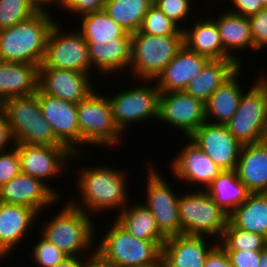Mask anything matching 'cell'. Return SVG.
Segmentation results:
<instances>
[{
	"label": "cell",
	"instance_id": "1",
	"mask_svg": "<svg viewBox=\"0 0 267 267\" xmlns=\"http://www.w3.org/2000/svg\"><path fill=\"white\" fill-rule=\"evenodd\" d=\"M84 168V169H83ZM77 180L80 200H69V203L85 213H103L104 211H121L129 202L128 178L125 171L110 166H84ZM127 179V180H126ZM80 202V203H79ZM88 211V212H87ZM102 211V212H101Z\"/></svg>",
	"mask_w": 267,
	"mask_h": 267
},
{
	"label": "cell",
	"instance_id": "2",
	"mask_svg": "<svg viewBox=\"0 0 267 267\" xmlns=\"http://www.w3.org/2000/svg\"><path fill=\"white\" fill-rule=\"evenodd\" d=\"M52 15L38 11L27 20L0 30V61L40 66L45 57L49 32L57 21Z\"/></svg>",
	"mask_w": 267,
	"mask_h": 267
},
{
	"label": "cell",
	"instance_id": "3",
	"mask_svg": "<svg viewBox=\"0 0 267 267\" xmlns=\"http://www.w3.org/2000/svg\"><path fill=\"white\" fill-rule=\"evenodd\" d=\"M59 211L44 222L40 234L68 256L84 257L93 253L96 250L97 231L91 214L72 206L68 201Z\"/></svg>",
	"mask_w": 267,
	"mask_h": 267
},
{
	"label": "cell",
	"instance_id": "4",
	"mask_svg": "<svg viewBox=\"0 0 267 267\" xmlns=\"http://www.w3.org/2000/svg\"><path fill=\"white\" fill-rule=\"evenodd\" d=\"M0 112L10 124L16 144L62 145L42 115L37 93L6 99Z\"/></svg>",
	"mask_w": 267,
	"mask_h": 267
},
{
	"label": "cell",
	"instance_id": "5",
	"mask_svg": "<svg viewBox=\"0 0 267 267\" xmlns=\"http://www.w3.org/2000/svg\"><path fill=\"white\" fill-rule=\"evenodd\" d=\"M96 244V251L113 267H143L162 258V248L151 240L130 235L116 220Z\"/></svg>",
	"mask_w": 267,
	"mask_h": 267
},
{
	"label": "cell",
	"instance_id": "6",
	"mask_svg": "<svg viewBox=\"0 0 267 267\" xmlns=\"http://www.w3.org/2000/svg\"><path fill=\"white\" fill-rule=\"evenodd\" d=\"M182 46L183 36H152L136 31L131 34L128 72L137 84L138 80H155Z\"/></svg>",
	"mask_w": 267,
	"mask_h": 267
},
{
	"label": "cell",
	"instance_id": "7",
	"mask_svg": "<svg viewBox=\"0 0 267 267\" xmlns=\"http://www.w3.org/2000/svg\"><path fill=\"white\" fill-rule=\"evenodd\" d=\"M260 75L243 92L236 113L226 124L242 145L267 139V76Z\"/></svg>",
	"mask_w": 267,
	"mask_h": 267
},
{
	"label": "cell",
	"instance_id": "8",
	"mask_svg": "<svg viewBox=\"0 0 267 267\" xmlns=\"http://www.w3.org/2000/svg\"><path fill=\"white\" fill-rule=\"evenodd\" d=\"M183 195L179 196L178 204L181 234L213 237L214 241H219L229 215L205 190H191Z\"/></svg>",
	"mask_w": 267,
	"mask_h": 267
},
{
	"label": "cell",
	"instance_id": "9",
	"mask_svg": "<svg viewBox=\"0 0 267 267\" xmlns=\"http://www.w3.org/2000/svg\"><path fill=\"white\" fill-rule=\"evenodd\" d=\"M100 94V95H99ZM93 91L77 104L80 146L92 145L113 148L119 144L122 133L113 120L108 95Z\"/></svg>",
	"mask_w": 267,
	"mask_h": 267
},
{
	"label": "cell",
	"instance_id": "10",
	"mask_svg": "<svg viewBox=\"0 0 267 267\" xmlns=\"http://www.w3.org/2000/svg\"><path fill=\"white\" fill-rule=\"evenodd\" d=\"M139 81L144 82V85L138 84L139 86L129 87L115 95L112 94L111 97L108 95L112 106L113 120L122 134L133 123H144L153 118L158 120L160 91L157 84L153 80Z\"/></svg>",
	"mask_w": 267,
	"mask_h": 267
},
{
	"label": "cell",
	"instance_id": "11",
	"mask_svg": "<svg viewBox=\"0 0 267 267\" xmlns=\"http://www.w3.org/2000/svg\"><path fill=\"white\" fill-rule=\"evenodd\" d=\"M58 20L51 28L43 63L39 67L74 70L82 73L93 71L88 44L78 30H62ZM66 31V32H65Z\"/></svg>",
	"mask_w": 267,
	"mask_h": 267
},
{
	"label": "cell",
	"instance_id": "12",
	"mask_svg": "<svg viewBox=\"0 0 267 267\" xmlns=\"http://www.w3.org/2000/svg\"><path fill=\"white\" fill-rule=\"evenodd\" d=\"M20 156L21 173L35 177L45 183L59 198L62 196L57 189L47 182L49 179L60 178V173L70 168L72 158H81L83 153L72 154L63 145H29L16 144ZM47 180V181H46ZM48 183V184H47ZM56 190V191H54Z\"/></svg>",
	"mask_w": 267,
	"mask_h": 267
},
{
	"label": "cell",
	"instance_id": "13",
	"mask_svg": "<svg viewBox=\"0 0 267 267\" xmlns=\"http://www.w3.org/2000/svg\"><path fill=\"white\" fill-rule=\"evenodd\" d=\"M151 165L148 169L146 203L144 205L150 210L155 218L159 231L166 237L181 234V223L179 219L178 204L179 196L175 190L167 184L164 175ZM174 190V191H173Z\"/></svg>",
	"mask_w": 267,
	"mask_h": 267
},
{
	"label": "cell",
	"instance_id": "14",
	"mask_svg": "<svg viewBox=\"0 0 267 267\" xmlns=\"http://www.w3.org/2000/svg\"><path fill=\"white\" fill-rule=\"evenodd\" d=\"M157 121L174 126L189 137L206 122L205 103L185 91L160 93Z\"/></svg>",
	"mask_w": 267,
	"mask_h": 267
},
{
	"label": "cell",
	"instance_id": "15",
	"mask_svg": "<svg viewBox=\"0 0 267 267\" xmlns=\"http://www.w3.org/2000/svg\"><path fill=\"white\" fill-rule=\"evenodd\" d=\"M37 94L42 115L51 125L56 139L72 154L84 153L80 147L77 104L51 97L40 89Z\"/></svg>",
	"mask_w": 267,
	"mask_h": 267
},
{
	"label": "cell",
	"instance_id": "16",
	"mask_svg": "<svg viewBox=\"0 0 267 267\" xmlns=\"http://www.w3.org/2000/svg\"><path fill=\"white\" fill-rule=\"evenodd\" d=\"M189 138L222 170L236 169L243 145L226 125L206 121Z\"/></svg>",
	"mask_w": 267,
	"mask_h": 267
},
{
	"label": "cell",
	"instance_id": "17",
	"mask_svg": "<svg viewBox=\"0 0 267 267\" xmlns=\"http://www.w3.org/2000/svg\"><path fill=\"white\" fill-rule=\"evenodd\" d=\"M186 139L189 142L180 148L169 167L178 180L186 182L188 186L193 184L196 188L200 187L198 190H205L223 170L189 137Z\"/></svg>",
	"mask_w": 267,
	"mask_h": 267
},
{
	"label": "cell",
	"instance_id": "18",
	"mask_svg": "<svg viewBox=\"0 0 267 267\" xmlns=\"http://www.w3.org/2000/svg\"><path fill=\"white\" fill-rule=\"evenodd\" d=\"M91 77L74 70L39 67V89L51 97L78 104L96 90Z\"/></svg>",
	"mask_w": 267,
	"mask_h": 267
},
{
	"label": "cell",
	"instance_id": "19",
	"mask_svg": "<svg viewBox=\"0 0 267 267\" xmlns=\"http://www.w3.org/2000/svg\"><path fill=\"white\" fill-rule=\"evenodd\" d=\"M59 200L61 199L45 183L24 173L0 187V202L23 205L34 209L38 214Z\"/></svg>",
	"mask_w": 267,
	"mask_h": 267
},
{
	"label": "cell",
	"instance_id": "20",
	"mask_svg": "<svg viewBox=\"0 0 267 267\" xmlns=\"http://www.w3.org/2000/svg\"><path fill=\"white\" fill-rule=\"evenodd\" d=\"M207 239L185 234L168 237L162 247L163 267H203L208 253L218 243L210 244Z\"/></svg>",
	"mask_w": 267,
	"mask_h": 267
},
{
	"label": "cell",
	"instance_id": "21",
	"mask_svg": "<svg viewBox=\"0 0 267 267\" xmlns=\"http://www.w3.org/2000/svg\"><path fill=\"white\" fill-rule=\"evenodd\" d=\"M38 213L29 207L0 202V261L16 250L38 220Z\"/></svg>",
	"mask_w": 267,
	"mask_h": 267
},
{
	"label": "cell",
	"instance_id": "22",
	"mask_svg": "<svg viewBox=\"0 0 267 267\" xmlns=\"http://www.w3.org/2000/svg\"><path fill=\"white\" fill-rule=\"evenodd\" d=\"M210 59L200 55L184 44L171 62L154 80L160 93L184 91Z\"/></svg>",
	"mask_w": 267,
	"mask_h": 267
},
{
	"label": "cell",
	"instance_id": "23",
	"mask_svg": "<svg viewBox=\"0 0 267 267\" xmlns=\"http://www.w3.org/2000/svg\"><path fill=\"white\" fill-rule=\"evenodd\" d=\"M235 170L252 193H267V139L243 145Z\"/></svg>",
	"mask_w": 267,
	"mask_h": 267
},
{
	"label": "cell",
	"instance_id": "24",
	"mask_svg": "<svg viewBox=\"0 0 267 267\" xmlns=\"http://www.w3.org/2000/svg\"><path fill=\"white\" fill-rule=\"evenodd\" d=\"M39 89V65L0 61V104L16 96H28Z\"/></svg>",
	"mask_w": 267,
	"mask_h": 267
},
{
	"label": "cell",
	"instance_id": "25",
	"mask_svg": "<svg viewBox=\"0 0 267 267\" xmlns=\"http://www.w3.org/2000/svg\"><path fill=\"white\" fill-rule=\"evenodd\" d=\"M131 37H120L114 41L87 42L89 59L93 68L100 74L124 72L130 67Z\"/></svg>",
	"mask_w": 267,
	"mask_h": 267
},
{
	"label": "cell",
	"instance_id": "26",
	"mask_svg": "<svg viewBox=\"0 0 267 267\" xmlns=\"http://www.w3.org/2000/svg\"><path fill=\"white\" fill-rule=\"evenodd\" d=\"M213 19L217 25L223 49L240 66L242 62L240 57H237V51H244L246 48L258 51L253 44L248 17L233 14L227 10L224 14L218 15L217 19ZM234 50L236 53L232 52Z\"/></svg>",
	"mask_w": 267,
	"mask_h": 267
},
{
	"label": "cell",
	"instance_id": "27",
	"mask_svg": "<svg viewBox=\"0 0 267 267\" xmlns=\"http://www.w3.org/2000/svg\"><path fill=\"white\" fill-rule=\"evenodd\" d=\"M196 20L199 21H196L191 29L183 26V44L210 60H233L223 49L220 34L213 19L203 17Z\"/></svg>",
	"mask_w": 267,
	"mask_h": 267
},
{
	"label": "cell",
	"instance_id": "28",
	"mask_svg": "<svg viewBox=\"0 0 267 267\" xmlns=\"http://www.w3.org/2000/svg\"><path fill=\"white\" fill-rule=\"evenodd\" d=\"M241 66L228 80H226L205 103L206 121L213 124L226 125L236 113L244 89L238 83ZM243 89V91H242ZM214 118L215 120L212 121Z\"/></svg>",
	"mask_w": 267,
	"mask_h": 267
},
{
	"label": "cell",
	"instance_id": "29",
	"mask_svg": "<svg viewBox=\"0 0 267 267\" xmlns=\"http://www.w3.org/2000/svg\"><path fill=\"white\" fill-rule=\"evenodd\" d=\"M240 67L234 60H209L184 91L206 103Z\"/></svg>",
	"mask_w": 267,
	"mask_h": 267
},
{
	"label": "cell",
	"instance_id": "30",
	"mask_svg": "<svg viewBox=\"0 0 267 267\" xmlns=\"http://www.w3.org/2000/svg\"><path fill=\"white\" fill-rule=\"evenodd\" d=\"M129 204L132 205L118 212L115 220L135 238L155 241L162 248L167 238L159 231L150 210L143 202Z\"/></svg>",
	"mask_w": 267,
	"mask_h": 267
},
{
	"label": "cell",
	"instance_id": "31",
	"mask_svg": "<svg viewBox=\"0 0 267 267\" xmlns=\"http://www.w3.org/2000/svg\"><path fill=\"white\" fill-rule=\"evenodd\" d=\"M215 203L228 215L251 195L238 178L236 170H223L205 189Z\"/></svg>",
	"mask_w": 267,
	"mask_h": 267
},
{
	"label": "cell",
	"instance_id": "32",
	"mask_svg": "<svg viewBox=\"0 0 267 267\" xmlns=\"http://www.w3.org/2000/svg\"><path fill=\"white\" fill-rule=\"evenodd\" d=\"M228 220L240 229L267 238V193H251L230 215Z\"/></svg>",
	"mask_w": 267,
	"mask_h": 267
},
{
	"label": "cell",
	"instance_id": "33",
	"mask_svg": "<svg viewBox=\"0 0 267 267\" xmlns=\"http://www.w3.org/2000/svg\"><path fill=\"white\" fill-rule=\"evenodd\" d=\"M153 5L150 0H106L104 11L128 33L139 31Z\"/></svg>",
	"mask_w": 267,
	"mask_h": 267
},
{
	"label": "cell",
	"instance_id": "34",
	"mask_svg": "<svg viewBox=\"0 0 267 267\" xmlns=\"http://www.w3.org/2000/svg\"><path fill=\"white\" fill-rule=\"evenodd\" d=\"M79 32L86 42L114 41L120 37H131L123 27L116 23L104 10L80 17Z\"/></svg>",
	"mask_w": 267,
	"mask_h": 267
},
{
	"label": "cell",
	"instance_id": "35",
	"mask_svg": "<svg viewBox=\"0 0 267 267\" xmlns=\"http://www.w3.org/2000/svg\"><path fill=\"white\" fill-rule=\"evenodd\" d=\"M218 243L225 250L262 251L267 246V238L260 234L235 227L228 220L223 236Z\"/></svg>",
	"mask_w": 267,
	"mask_h": 267
},
{
	"label": "cell",
	"instance_id": "36",
	"mask_svg": "<svg viewBox=\"0 0 267 267\" xmlns=\"http://www.w3.org/2000/svg\"><path fill=\"white\" fill-rule=\"evenodd\" d=\"M139 31L152 36H183L182 25L179 27L155 4L147 11Z\"/></svg>",
	"mask_w": 267,
	"mask_h": 267
},
{
	"label": "cell",
	"instance_id": "37",
	"mask_svg": "<svg viewBox=\"0 0 267 267\" xmlns=\"http://www.w3.org/2000/svg\"><path fill=\"white\" fill-rule=\"evenodd\" d=\"M37 12L29 0H0V30L27 20Z\"/></svg>",
	"mask_w": 267,
	"mask_h": 267
},
{
	"label": "cell",
	"instance_id": "38",
	"mask_svg": "<svg viewBox=\"0 0 267 267\" xmlns=\"http://www.w3.org/2000/svg\"><path fill=\"white\" fill-rule=\"evenodd\" d=\"M32 248L30 258L32 257L34 264L39 267H54L68 257L65 252L55 247L42 235Z\"/></svg>",
	"mask_w": 267,
	"mask_h": 267
},
{
	"label": "cell",
	"instance_id": "39",
	"mask_svg": "<svg viewBox=\"0 0 267 267\" xmlns=\"http://www.w3.org/2000/svg\"><path fill=\"white\" fill-rule=\"evenodd\" d=\"M192 1L194 0H158L154 4L179 27L183 22L187 24ZM186 20V21H185Z\"/></svg>",
	"mask_w": 267,
	"mask_h": 267
},
{
	"label": "cell",
	"instance_id": "40",
	"mask_svg": "<svg viewBox=\"0 0 267 267\" xmlns=\"http://www.w3.org/2000/svg\"><path fill=\"white\" fill-rule=\"evenodd\" d=\"M21 173V161L16 147L0 152V187Z\"/></svg>",
	"mask_w": 267,
	"mask_h": 267
},
{
	"label": "cell",
	"instance_id": "41",
	"mask_svg": "<svg viewBox=\"0 0 267 267\" xmlns=\"http://www.w3.org/2000/svg\"><path fill=\"white\" fill-rule=\"evenodd\" d=\"M253 44L258 50L267 47V7L248 16ZM265 47V48H264Z\"/></svg>",
	"mask_w": 267,
	"mask_h": 267
},
{
	"label": "cell",
	"instance_id": "42",
	"mask_svg": "<svg viewBox=\"0 0 267 267\" xmlns=\"http://www.w3.org/2000/svg\"><path fill=\"white\" fill-rule=\"evenodd\" d=\"M106 0H65L61 9H66L73 15L83 16L85 14L102 11Z\"/></svg>",
	"mask_w": 267,
	"mask_h": 267
},
{
	"label": "cell",
	"instance_id": "43",
	"mask_svg": "<svg viewBox=\"0 0 267 267\" xmlns=\"http://www.w3.org/2000/svg\"><path fill=\"white\" fill-rule=\"evenodd\" d=\"M232 267H259L261 251L226 250Z\"/></svg>",
	"mask_w": 267,
	"mask_h": 267
},
{
	"label": "cell",
	"instance_id": "44",
	"mask_svg": "<svg viewBox=\"0 0 267 267\" xmlns=\"http://www.w3.org/2000/svg\"><path fill=\"white\" fill-rule=\"evenodd\" d=\"M203 267H232L226 250L217 243L208 253Z\"/></svg>",
	"mask_w": 267,
	"mask_h": 267
},
{
	"label": "cell",
	"instance_id": "45",
	"mask_svg": "<svg viewBox=\"0 0 267 267\" xmlns=\"http://www.w3.org/2000/svg\"><path fill=\"white\" fill-rule=\"evenodd\" d=\"M231 3V8L229 12L237 15H242V16H250L253 14L258 13L263 9L262 5L260 4V1L258 0H230Z\"/></svg>",
	"mask_w": 267,
	"mask_h": 267
},
{
	"label": "cell",
	"instance_id": "46",
	"mask_svg": "<svg viewBox=\"0 0 267 267\" xmlns=\"http://www.w3.org/2000/svg\"><path fill=\"white\" fill-rule=\"evenodd\" d=\"M10 143L12 144L10 145ZM9 146L11 148L15 147L16 142L10 124L7 122L6 117L0 112V152L7 151L6 148Z\"/></svg>",
	"mask_w": 267,
	"mask_h": 267
},
{
	"label": "cell",
	"instance_id": "47",
	"mask_svg": "<svg viewBox=\"0 0 267 267\" xmlns=\"http://www.w3.org/2000/svg\"><path fill=\"white\" fill-rule=\"evenodd\" d=\"M85 257H81L80 267H113L96 250Z\"/></svg>",
	"mask_w": 267,
	"mask_h": 267
},
{
	"label": "cell",
	"instance_id": "48",
	"mask_svg": "<svg viewBox=\"0 0 267 267\" xmlns=\"http://www.w3.org/2000/svg\"><path fill=\"white\" fill-rule=\"evenodd\" d=\"M29 1L35 7L37 11H43V12H48V13H51L49 11L50 9H47L48 7H50L51 4H54V3L56 5L58 4V6L61 8L63 5L62 0H29Z\"/></svg>",
	"mask_w": 267,
	"mask_h": 267
},
{
	"label": "cell",
	"instance_id": "49",
	"mask_svg": "<svg viewBox=\"0 0 267 267\" xmlns=\"http://www.w3.org/2000/svg\"><path fill=\"white\" fill-rule=\"evenodd\" d=\"M81 257L79 256H68L62 262L56 264L54 267H80Z\"/></svg>",
	"mask_w": 267,
	"mask_h": 267
},
{
	"label": "cell",
	"instance_id": "50",
	"mask_svg": "<svg viewBox=\"0 0 267 267\" xmlns=\"http://www.w3.org/2000/svg\"><path fill=\"white\" fill-rule=\"evenodd\" d=\"M259 267H267V246L261 251Z\"/></svg>",
	"mask_w": 267,
	"mask_h": 267
},
{
	"label": "cell",
	"instance_id": "51",
	"mask_svg": "<svg viewBox=\"0 0 267 267\" xmlns=\"http://www.w3.org/2000/svg\"><path fill=\"white\" fill-rule=\"evenodd\" d=\"M143 267H163L162 258L155 264H150V265L143 266Z\"/></svg>",
	"mask_w": 267,
	"mask_h": 267
},
{
	"label": "cell",
	"instance_id": "52",
	"mask_svg": "<svg viewBox=\"0 0 267 267\" xmlns=\"http://www.w3.org/2000/svg\"><path fill=\"white\" fill-rule=\"evenodd\" d=\"M263 8L267 7V0H258Z\"/></svg>",
	"mask_w": 267,
	"mask_h": 267
},
{
	"label": "cell",
	"instance_id": "53",
	"mask_svg": "<svg viewBox=\"0 0 267 267\" xmlns=\"http://www.w3.org/2000/svg\"><path fill=\"white\" fill-rule=\"evenodd\" d=\"M153 4L156 2V1H158V0H150Z\"/></svg>",
	"mask_w": 267,
	"mask_h": 267
}]
</instances>
